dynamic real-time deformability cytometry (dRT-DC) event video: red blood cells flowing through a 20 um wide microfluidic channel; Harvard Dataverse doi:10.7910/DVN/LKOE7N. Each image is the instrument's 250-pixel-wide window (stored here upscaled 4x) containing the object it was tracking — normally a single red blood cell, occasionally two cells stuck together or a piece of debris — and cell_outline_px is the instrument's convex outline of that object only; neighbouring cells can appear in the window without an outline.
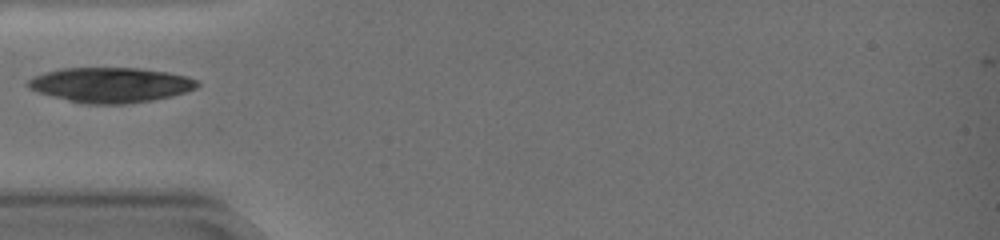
{"species": "common noctule bat (a hibernating species)", "species_latin": "Nyctalus noctula", "temperature_condition": "warm", "stored_images_in_passage": 35, "camera_frame_rate_fps": 3000, "um_per_image_px": 0.085, "animal": {"sex": "female", "body_mass_g": 19.0, "forearm_length_mm": 51.5}, "frame": {"image": 1, "passage_image": 1, "time_ms": 0.0, "image_size_px": [1000, 240], "cell_outline_px": [[200, 84], [196, 88], [172, 96], [152, 100], [128, 104], [80, 104], [40, 92], [28, 88], [24, 84], [32, 76], [60, 68], [136, 68], [168, 72], [188, 76], [196, 80]], "centroid_in_image_um": [9.38, 7.22], "position_along_channel_um": 75.6, "area_um2": 34.68}}
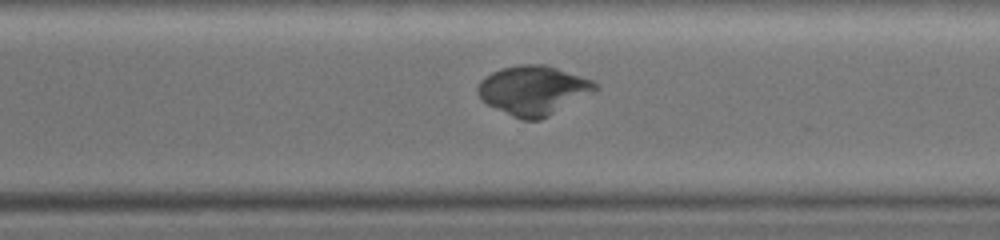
{"frame": {"image": 2, "passage_image": 23, "time_ms": 7.333, "image_size_px": [1000, 240], "cell_outline_px": [[600, 88], [548, 116], [540, 120], [520, 120], [480, 100], [476, 88], [480, 80], [492, 72], [500, 68], [524, 64], [544, 64], [592, 80], [600, 84]], "centroid_in_image_um": [45.31, 7.67], "position_along_channel_um": 325.3, "area_um2": 33.52}}
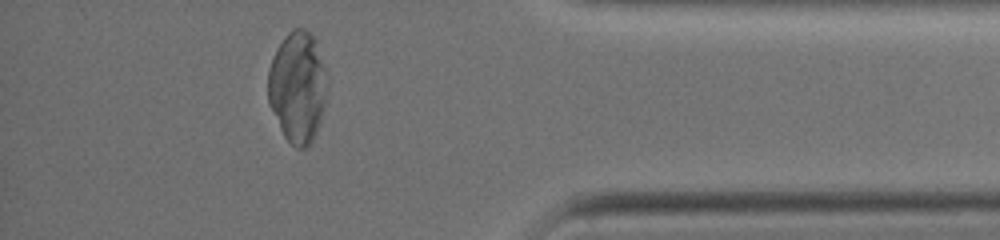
{"frame": {"image": 3, "passage_image": 32, "time_ms": 10.333, "image_size_px": [1000, 240], "cell_outline_px": [[328, 92], [320, 120], [316, 132], [312, 140], [304, 148], [296, 148], [284, 136], [268, 104], [268, 68], [276, 48], [284, 36], [292, 28], [304, 28], [316, 40], [324, 68], [328, 88]], "centroid_in_image_um": [25.28, 7.37], "position_along_channel_um": 409.9, "area_um2": 38.38}}